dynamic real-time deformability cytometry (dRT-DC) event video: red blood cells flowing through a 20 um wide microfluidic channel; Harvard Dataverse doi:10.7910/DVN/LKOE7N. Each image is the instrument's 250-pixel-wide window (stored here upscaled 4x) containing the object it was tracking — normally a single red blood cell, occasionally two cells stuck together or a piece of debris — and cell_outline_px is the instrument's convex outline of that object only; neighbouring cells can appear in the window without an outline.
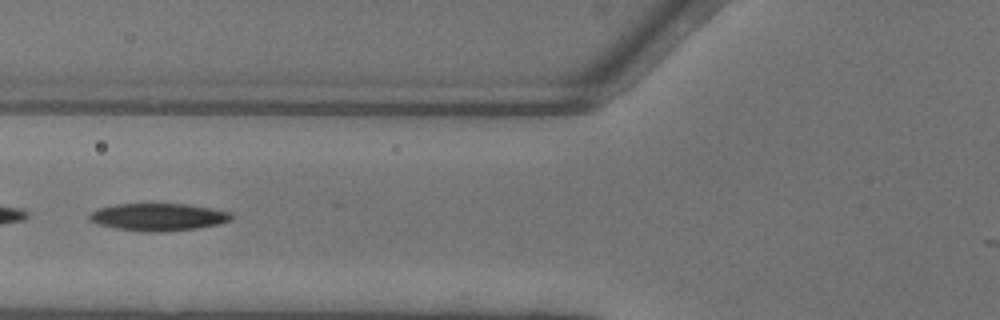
{"species": "common noctule bat (a hibernating species)", "species_latin": "Nyctalus noctula", "temperature_condition": "warm", "stored_images_in_passage": 12, "camera_frame_rate_fps": 3000, "um_per_image_px": 0.085, "animal": {"sex": "female"}, "frame": {"image": 1, "passage_image": 5, "time_ms": 1.333, "image_size_px": [1000, 320], "cell_outline_px": [[232, 220], [216, 224], [196, 228], [160, 232], [144, 232], [116, 228], [100, 224], [92, 220], [88, 216], [96, 208], [116, 204], [188, 204], [212, 208], [232, 212]], "centroid_in_image_um": [13.47, 18.44], "position_along_channel_um": 112.3, "area_um2": 22.54}}
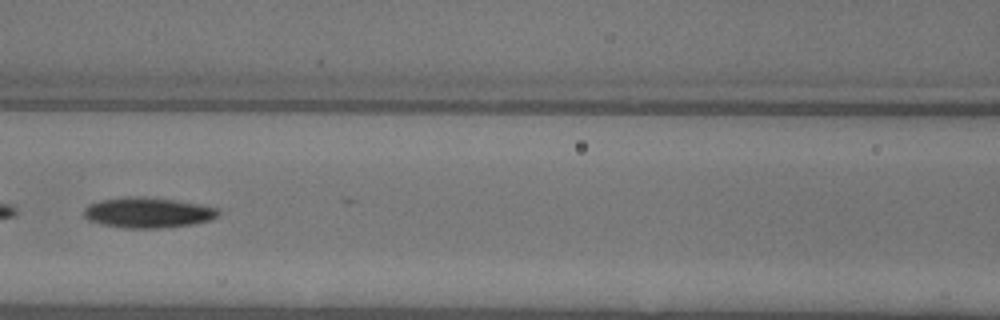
{"frame": {"image": 2, "passage_image": 8, "time_ms": 2.333, "image_size_px": [1000, 320], "cell_outline_px": [[220, 216], [212, 220], [192, 224], [160, 228], [124, 228], [100, 224], [88, 220], [84, 216], [84, 208], [100, 200], [128, 196], [144, 196], [176, 200], [216, 208], [220, 212]], "centroid_in_image_um": [12.57, 18.07], "position_along_channel_um": 154.0, "area_um2": 23.87}}